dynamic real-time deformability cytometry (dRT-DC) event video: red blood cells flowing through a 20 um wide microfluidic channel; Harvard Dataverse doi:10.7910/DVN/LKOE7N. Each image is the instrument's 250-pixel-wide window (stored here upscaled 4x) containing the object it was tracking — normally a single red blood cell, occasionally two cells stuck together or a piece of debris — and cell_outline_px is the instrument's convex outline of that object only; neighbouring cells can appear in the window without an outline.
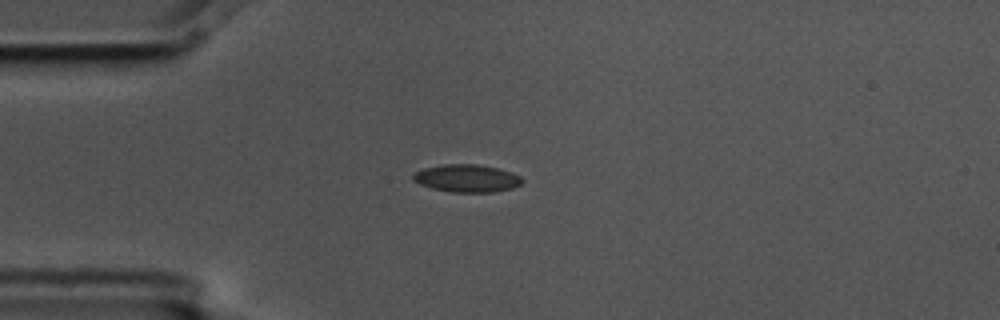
{"species": "common noctule bat (a hibernating species)", "species_latin": "Nyctalus noctula", "temperature_condition": "cold", "stored_images_in_passage": 7, "camera_frame_rate_fps": 3000, "um_per_image_px": 0.085, "animal": {"sex": "male", "body_mass_g": 17.5, "forearm_length_mm": 52.3}, "frame": {"image": 1, "passage_image": 1, "time_ms": 0.0, "image_size_px": [1000, 320], "cell_outline_px": [[524, 180], [520, 184], [512, 188], [492, 192], [452, 192], [432, 188], [420, 184], [412, 180], [412, 172], [424, 168], [444, 164], [476, 164], [496, 168], [512, 172], [520, 176]], "centroid_in_image_um": [39.65, 15.15], "position_along_channel_um": 45.3, "area_um2": 17.57}}